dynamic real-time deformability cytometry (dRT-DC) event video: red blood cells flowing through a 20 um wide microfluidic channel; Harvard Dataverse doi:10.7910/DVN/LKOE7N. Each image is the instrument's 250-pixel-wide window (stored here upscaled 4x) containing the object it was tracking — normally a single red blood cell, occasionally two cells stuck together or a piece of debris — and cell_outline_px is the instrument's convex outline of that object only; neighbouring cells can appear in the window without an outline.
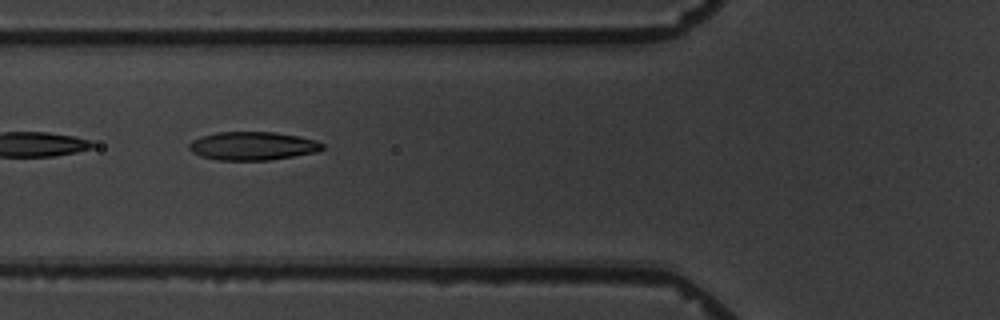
{"species": "common noctule bat (a hibernating species)", "species_latin": "Nyctalus noctula", "temperature_condition": "warm", "stored_images_in_passage": 3, "camera_frame_rate_fps": 3000, "um_per_image_px": 0.085, "animal": {"sex": "male", "body_mass_g": 19.5, "forearm_length_mm": 54.6}, "frame": {"image": 1, "passage_image": 3, "time_ms": 2.333, "image_size_px": [1000, 320], "cell_outline_px": [[324, 148], [316, 152], [268, 160], [220, 160], [200, 156], [192, 152], [188, 148], [188, 144], [192, 140], [200, 136], [216, 132], [276, 132], [300, 136], [316, 140], [324, 144]], "centroid_in_image_um": [21.46, 12.39], "position_along_channel_um": 104.3, "area_um2": 22.14}}